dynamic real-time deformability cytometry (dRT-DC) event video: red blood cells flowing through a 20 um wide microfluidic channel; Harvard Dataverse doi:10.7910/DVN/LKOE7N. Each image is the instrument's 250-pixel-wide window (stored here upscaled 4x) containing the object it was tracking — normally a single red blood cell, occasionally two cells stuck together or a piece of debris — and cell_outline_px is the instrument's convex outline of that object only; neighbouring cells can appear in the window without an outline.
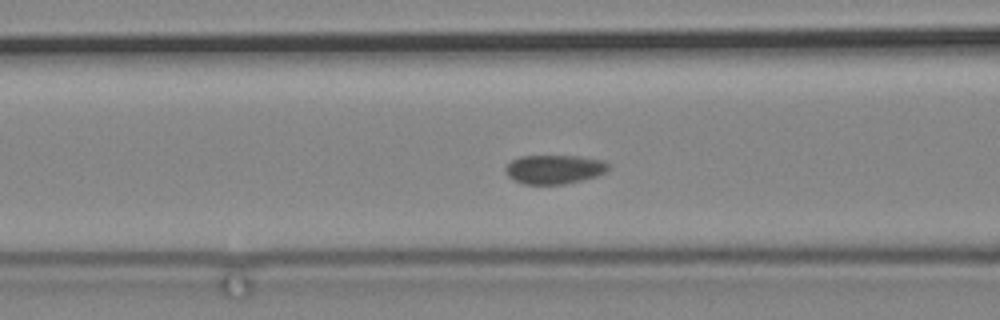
{"species": "common noctule bat (a hibernating species)", "species_latin": "Nyctalus noctula", "temperature_condition": "cold", "stored_images_in_passage": 10, "camera_frame_rate_fps": 3000, "um_per_image_px": 0.085, "animal": {"sex": "male", "body_mass_g": 19.2, "forearm_length_mm": 51.8}, "frame": {"image": 1, "passage_image": 7, "time_ms": 2.0, "image_size_px": [1000, 320], "cell_outline_px": [[612, 164], [604, 172], [596, 176], [564, 184], [524, 184], [508, 176], [504, 168], [512, 160], [520, 156], [580, 156], [604, 160]], "centroid_in_image_um": [47.14, 14.38], "position_along_channel_um": 119.5, "area_um2": 17.34}}